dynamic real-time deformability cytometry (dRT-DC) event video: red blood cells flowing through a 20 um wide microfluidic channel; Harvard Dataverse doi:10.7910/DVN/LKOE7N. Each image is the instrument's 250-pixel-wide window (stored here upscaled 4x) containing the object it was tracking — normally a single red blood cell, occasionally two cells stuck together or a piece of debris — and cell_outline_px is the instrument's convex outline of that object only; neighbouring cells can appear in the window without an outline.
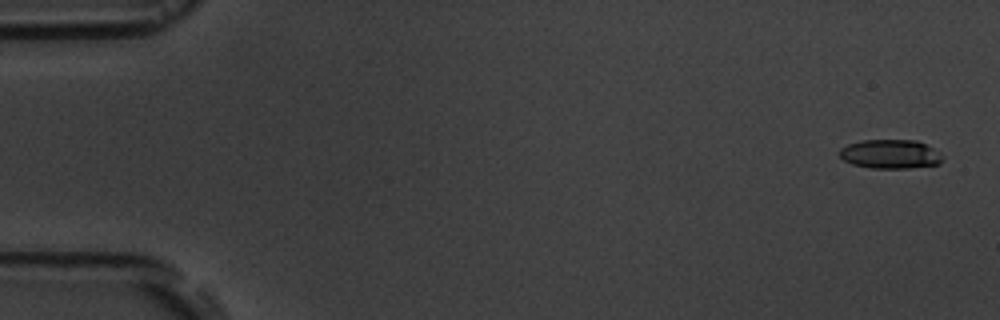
{"species": "common noctule bat (a hibernating species)", "species_latin": "Nyctalus noctula", "temperature_condition": "room temperature", "stored_images_in_passage": 4, "camera_frame_rate_fps": 3000, "um_per_image_px": 0.085, "animal": {"sex": "male", "body_mass_g": 19.5, "forearm_length_mm": 54.6}, "frame": {"image": 1, "passage_image": 1, "time_ms": 0.0, "image_size_px": [1000, 320], "cell_outline_px": [[944, 156], [940, 164], [908, 168], [872, 168], [852, 164], [844, 160], [840, 156], [840, 148], [848, 144], [860, 140], [916, 140], [932, 148]], "centroid_in_image_um": [75.67, 13.1], "position_along_channel_um": 9.3, "area_um2": 17.4}}
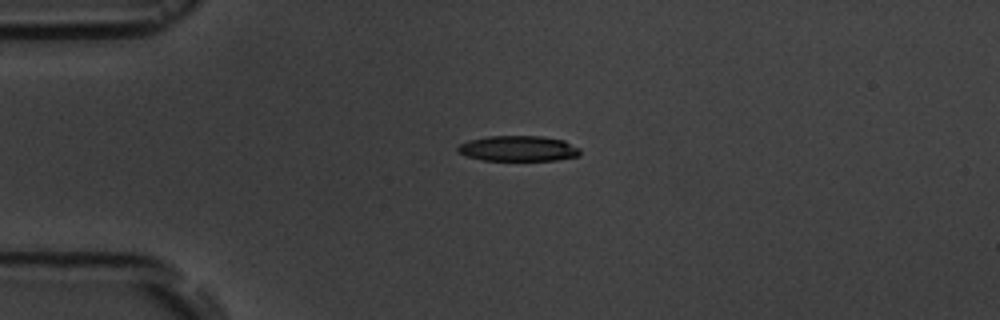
{"frame": {"image": 2, "passage_image": 4, "time_ms": 4.0, "image_size_px": [1000, 320], "cell_outline_px": [[580, 156], [556, 160], [480, 160], [456, 152], [456, 148], [460, 144], [468, 140], [488, 136], [544, 136], [564, 140], [580, 148]], "centroid_in_image_um": [44.05, 12.62], "position_along_channel_um": 40.9, "area_um2": 18.32}}